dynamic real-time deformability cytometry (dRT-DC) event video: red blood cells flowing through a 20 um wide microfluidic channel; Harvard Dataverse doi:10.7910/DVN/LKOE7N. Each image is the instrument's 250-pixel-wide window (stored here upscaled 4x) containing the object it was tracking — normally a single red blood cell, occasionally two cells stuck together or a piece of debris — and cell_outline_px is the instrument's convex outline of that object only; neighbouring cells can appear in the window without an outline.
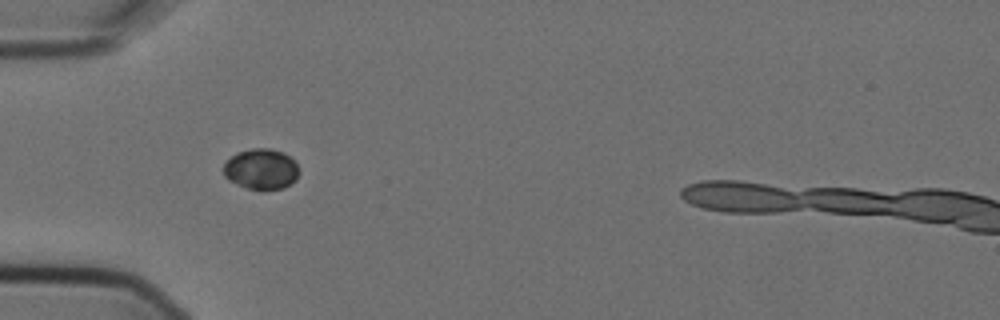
{"species": "Egyptian fruit bat (a non-hibernating species)", "species_latin": "Rousettus aegyptiacus", "temperature_condition": "cold", "stored_images_in_passage": 1, "camera_frame_rate_fps": 3000, "um_per_image_px": 0.085, "animal": {"sex": "female"}, "frame": {"image": 1, "passage_image": 1, "time_ms": 0.0, "image_size_px": [1000, 320], "cell_outline_px": [[300, 172], [296, 180], [292, 184], [284, 188], [264, 192], [248, 188], [236, 184], [228, 180], [224, 176], [224, 164], [236, 152], [252, 148], [268, 148], [284, 152], [296, 164]], "centroid_in_image_um": [22.22, 14.41], "position_along_channel_um": 62.8, "area_um2": 18.26}}